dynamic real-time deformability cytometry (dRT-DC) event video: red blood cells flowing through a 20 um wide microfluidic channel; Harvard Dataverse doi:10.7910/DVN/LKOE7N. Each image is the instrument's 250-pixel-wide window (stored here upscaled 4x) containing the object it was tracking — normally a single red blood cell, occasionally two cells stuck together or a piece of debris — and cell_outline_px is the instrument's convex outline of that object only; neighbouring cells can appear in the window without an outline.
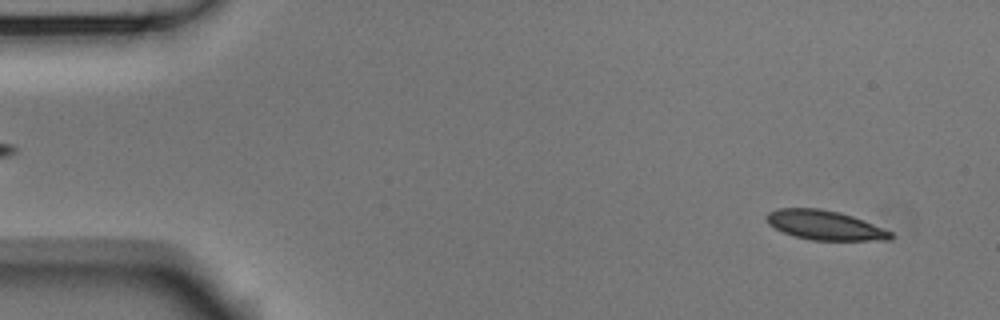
{"species": "Egyptian fruit bat (a non-hibernating species)", "species_latin": "Rousettus aegyptiacus", "temperature_condition": "room temperature", "stored_images_in_passage": 54, "camera_frame_rate_fps": 3000, "um_per_image_px": 0.085, "animal": {"sex": "male"}, "frame": {"image": 1, "passage_image": 4, "time_ms": 1.0, "image_size_px": [1000, 320], "cell_outline_px": [[892, 236], [888, 240], [812, 240], [792, 236], [768, 224], [764, 216], [768, 212], [776, 208], [820, 208], [840, 212], [864, 220], [892, 232]], "centroid_in_image_um": [70.06, 19.13], "position_along_channel_um": 14.9, "area_um2": 21.33}}
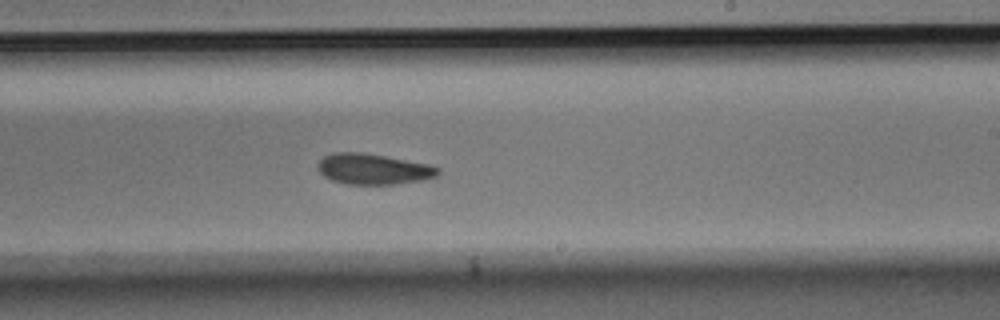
{"frame": {"image": 2, "passage_image": 32, "time_ms": 10.333, "image_size_px": [1000, 320], "cell_outline_px": [[440, 172], [436, 176], [424, 180], [396, 184], [348, 184], [332, 180], [324, 176], [316, 168], [320, 160], [324, 156], [332, 152], [360, 152], [384, 156], [428, 164], [440, 168]], "centroid_in_image_um": [31.72, 14.37], "position_along_channel_um": 257.3, "area_um2": 21.44}}
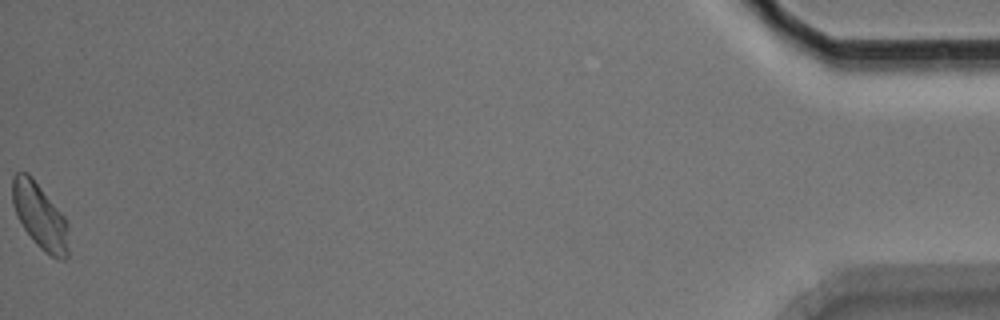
{"frame": {"image": 3, "passage_image": 54, "time_ms": 17.667, "image_size_px": [1000, 320], "cell_outline_px": [[68, 256], [64, 260], [56, 260], [44, 252], [36, 244], [24, 228], [16, 216], [12, 204], [12, 176], [16, 172], [28, 172], [32, 176], [64, 216], [68, 224]], "centroid_in_image_um": [3.39, 18.38], "position_along_channel_um": 431.8, "area_um2": 21.73}, "authors_computed_cell_mechanics": {"area_um2": 21.6172, "velocity_mm_per_s": 3.7264, "shape_relaxation_time_tau1_ms": 4.2034, "shape_relaxation_time_tau2_ms": 4.5461, "deformation_change_tau1": 0.0928, "deformation_change_tau2": 0.0638}}